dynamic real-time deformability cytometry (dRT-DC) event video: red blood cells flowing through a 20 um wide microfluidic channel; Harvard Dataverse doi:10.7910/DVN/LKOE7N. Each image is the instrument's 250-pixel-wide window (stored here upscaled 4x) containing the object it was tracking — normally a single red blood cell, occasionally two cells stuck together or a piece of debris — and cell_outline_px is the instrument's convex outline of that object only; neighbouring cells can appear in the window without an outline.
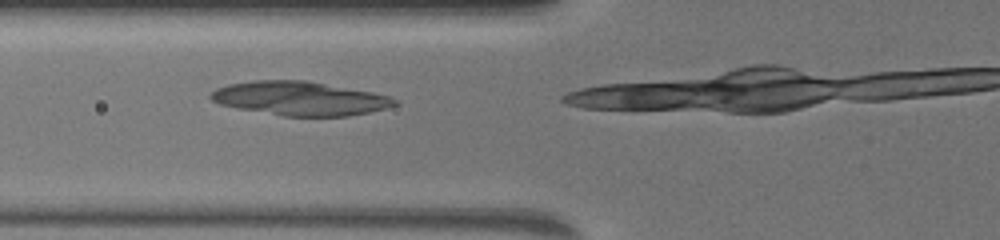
{"species": "common noctule bat (a hibernating species)", "species_latin": "Nyctalus noctula", "temperature_condition": "warm", "stored_images_in_passage": 10, "camera_frame_rate_fps": 3000, "um_per_image_px": 0.085, "animal": {"sex": "female", "body_mass_g": 19.5, "forearm_length_mm": 54.1}, "frame": {"image": 1, "passage_image": 7, "time_ms": 2.0, "image_size_px": [1000, 240], "cell_outline_px": [[400, 104], [368, 112], [348, 116], [284, 116], [236, 108], [220, 104], [212, 100], [208, 96], [216, 88], [228, 84], [252, 80], [304, 80], [372, 92], [388, 96], [400, 100]], "centroid_in_image_um": [25.47, 8.36], "position_along_channel_um": 100.3, "area_um2": 36.24}}